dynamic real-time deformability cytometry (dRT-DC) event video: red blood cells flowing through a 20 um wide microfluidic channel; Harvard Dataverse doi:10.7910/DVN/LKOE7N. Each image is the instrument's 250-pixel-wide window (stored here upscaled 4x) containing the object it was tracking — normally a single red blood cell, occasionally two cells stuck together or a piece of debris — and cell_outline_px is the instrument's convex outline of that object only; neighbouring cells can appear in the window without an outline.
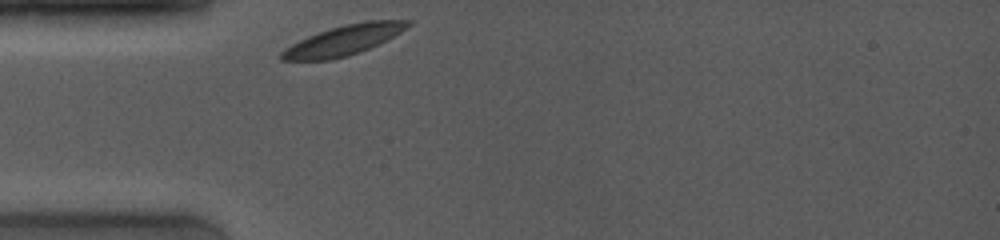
{"species": "common noctule bat (a hibernating species)", "species_latin": "Nyctalus noctula", "temperature_condition": "room temperature", "stored_images_in_passage": 12, "camera_frame_rate_fps": 4000, "um_per_image_px": 0.085, "animal": {"sex": "female", "body_mass_g": 19.0, "forearm_length_mm": 53.3}, "frame": {"image": 1, "passage_image": 1, "time_ms": 0.0, "image_size_px": [1000, 240], "cell_outline_px": [[412, 24], [400, 32], [360, 52], [348, 56], [328, 60], [280, 60], [280, 52], [284, 48], [308, 36], [344, 24], [368, 20], [412, 20]], "centroid_in_image_um": [29.19, 3.42], "position_along_channel_um": 55.8, "area_um2": 21.73}}